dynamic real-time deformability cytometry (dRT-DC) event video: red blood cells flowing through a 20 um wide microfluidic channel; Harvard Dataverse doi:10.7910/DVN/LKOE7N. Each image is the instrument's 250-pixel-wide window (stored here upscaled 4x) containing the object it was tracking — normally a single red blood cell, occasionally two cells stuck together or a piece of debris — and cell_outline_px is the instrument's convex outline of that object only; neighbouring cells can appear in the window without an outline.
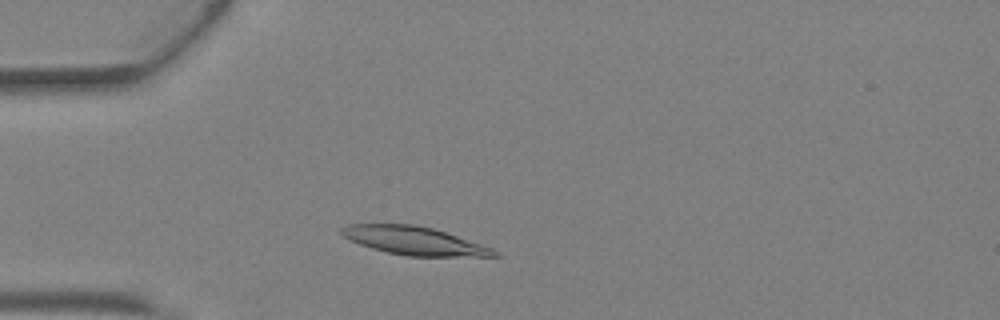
{"species": "Egyptian fruit bat (a non-hibernating species)", "species_latin": "Rousettus aegyptiacus", "temperature_condition": "warm", "stored_images_in_passage": 29, "camera_frame_rate_fps": 3000, "um_per_image_px": 0.085, "animal": {"sex": "female"}, "frame": {"image": 1, "passage_image": 5, "time_ms": 1.333, "image_size_px": [1000, 320], "cell_outline_px": [[500, 256], [408, 256], [388, 252], [372, 248], [360, 244], [344, 236], [340, 232], [340, 228], [348, 224], [412, 224], [432, 228], [492, 248], [500, 252]], "centroid_in_image_um": [35.2, 20.46], "position_along_channel_um": 49.8, "area_um2": 24.68}}
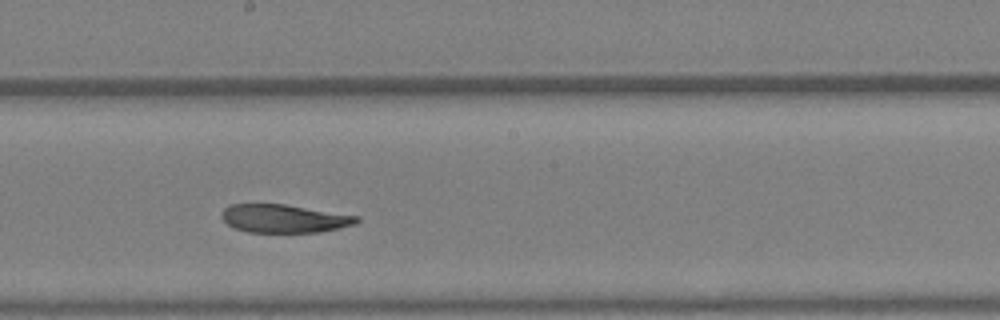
{"frame": {"image": 2, "passage_image": 17, "time_ms": 5.333, "image_size_px": [1000, 320], "cell_outline_px": [[360, 220], [356, 224], [320, 232], [248, 232], [236, 228], [228, 224], [220, 216], [224, 208], [232, 204], [288, 204], [360, 216]], "centroid_in_image_um": [24.19, 18.56], "position_along_channel_um": 224.0, "area_um2": 22.31}}
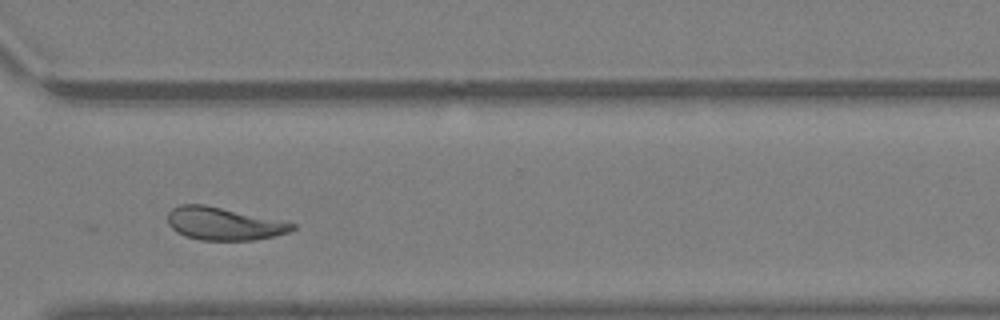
{"frame": {"image": 3, "passage_image": 25, "time_ms": 8.0, "image_size_px": [1000, 320], "cell_outline_px": [[296, 228], [288, 232], [272, 236], [252, 240], [200, 240], [176, 232], [168, 224], [168, 212], [172, 208], [180, 204], [204, 204], [288, 220], [296, 224]], "centroid_in_image_um": [19.07, 18.99], "position_along_channel_um": 351.5, "area_um2": 24.16}, "authors_computed_cell_mechanics": {"area_um2": 24.2182, "velocity_mm_per_s": 4.7758, "shape_relaxation_time_tau1_ms": 6.7799, "shape_relaxation_time_tau2_ms": 2.8417, "deformation_change_tau1": 0.1987, "deformation_change_tau2": 0.0801}}